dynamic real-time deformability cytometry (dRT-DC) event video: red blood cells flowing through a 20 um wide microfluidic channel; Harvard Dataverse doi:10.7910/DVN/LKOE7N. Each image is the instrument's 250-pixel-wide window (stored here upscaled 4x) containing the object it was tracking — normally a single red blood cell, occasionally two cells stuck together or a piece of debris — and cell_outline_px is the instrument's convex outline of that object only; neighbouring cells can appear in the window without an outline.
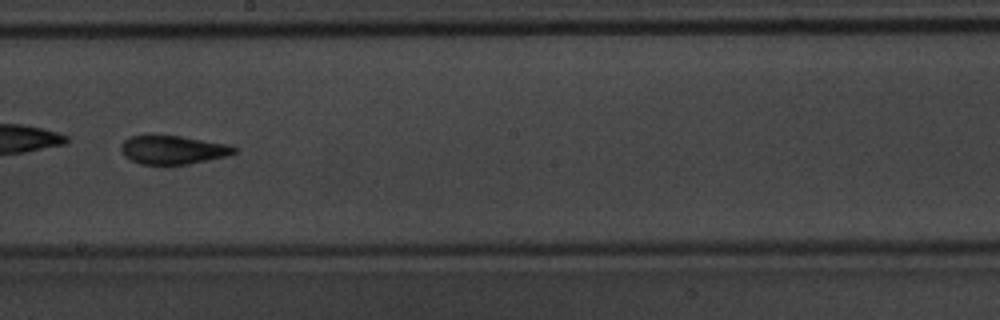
{"species": "common noctule bat (a hibernating species)", "species_latin": "Nyctalus noctula", "temperature_condition": "warm", "stored_images_in_passage": 52, "camera_frame_rate_fps": 3000, "um_per_image_px": 0.085, "animal": {"sex": "male", "body_mass_g": 20.1, "forearm_length_mm": 53.5}, "frame": {"image": 1, "passage_image": 30, "time_ms": 9.667, "image_size_px": [1000, 320], "cell_outline_px": [[236, 152], [224, 156], [208, 160], [188, 164], [140, 164], [124, 156], [120, 148], [120, 144], [124, 140], [132, 136], [144, 132], [148, 132], [180, 136], [224, 144], [236, 148]], "centroid_in_image_um": [14.57, 12.69], "position_along_channel_um": 233.6, "area_um2": 19.13}, "authors_computed_cell_mechanics": {"area_um2": 19.8254, "velocity_mm_per_s": 3.7776, "shape_relaxation_time_tau1_ms": 5.0425, "shape_relaxation_time_tau2_ms": 3.0093, "deformation_change_tau1": 0.1491, "deformation_change_tau2": 0.1279}}